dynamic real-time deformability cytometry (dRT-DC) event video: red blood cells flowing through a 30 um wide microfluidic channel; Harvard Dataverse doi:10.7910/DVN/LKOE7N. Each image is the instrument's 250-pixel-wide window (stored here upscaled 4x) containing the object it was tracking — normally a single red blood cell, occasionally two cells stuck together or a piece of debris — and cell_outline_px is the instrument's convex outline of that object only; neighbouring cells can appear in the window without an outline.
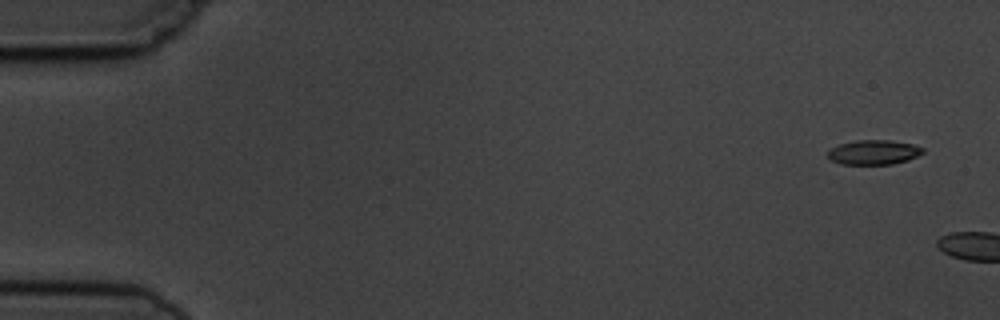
{"species": "common noctule bat (a hibernating species)", "species_latin": "Nyctalus noctula", "temperature_condition": "cold", "stored_images_in_passage": 2, "camera_frame_rate_fps": 3000, "um_per_image_px": 0.085, "animal": {"sex": "male", "body_mass_g": 19.5, "forearm_length_mm": 54.6}, "frame": {"image": 1, "passage_image": 1, "time_ms": 0.0, "image_size_px": [1000, 320], "cell_outline_px": [[924, 152], [908, 160], [892, 164], [840, 164], [832, 160], [828, 156], [828, 152], [832, 148], [840, 144], [856, 140], [888, 140], [912, 144], [924, 148]], "centroid_in_image_um": [74.28, 12.94], "position_along_channel_um": 10.7, "area_um2": 13.47}}